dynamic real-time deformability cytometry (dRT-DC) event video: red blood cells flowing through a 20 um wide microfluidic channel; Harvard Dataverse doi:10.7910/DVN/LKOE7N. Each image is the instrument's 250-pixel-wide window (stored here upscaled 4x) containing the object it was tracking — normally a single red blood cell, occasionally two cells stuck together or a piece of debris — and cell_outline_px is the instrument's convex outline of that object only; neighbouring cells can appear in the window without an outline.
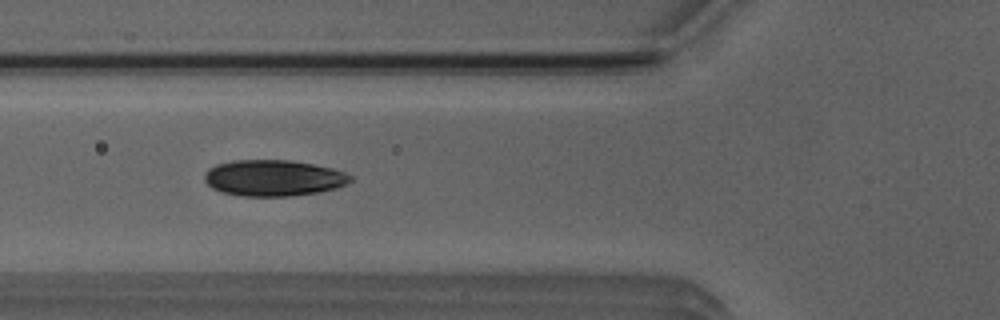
{"species": "Egyptian fruit bat (a non-hibernating species)", "species_latin": "Rousettus aegyptiacus", "temperature_condition": "room temperature", "stored_images_in_passage": 28, "camera_frame_rate_fps": 3000, "um_per_image_px": 0.085, "animal": {"sex": "male"}, "frame": {"image": 1, "passage_image": 4, "time_ms": 1.0, "image_size_px": [1000, 320], "cell_outline_px": [[352, 180], [348, 184], [336, 188], [320, 192], [288, 196], [244, 196], [224, 192], [212, 188], [204, 180], [204, 176], [208, 168], [216, 164], [236, 160], [288, 160], [312, 164], [332, 168], [344, 172], [352, 176]], "centroid_in_image_um": [23.26, 15.13], "position_along_channel_um": 102.5, "area_um2": 30.69}}
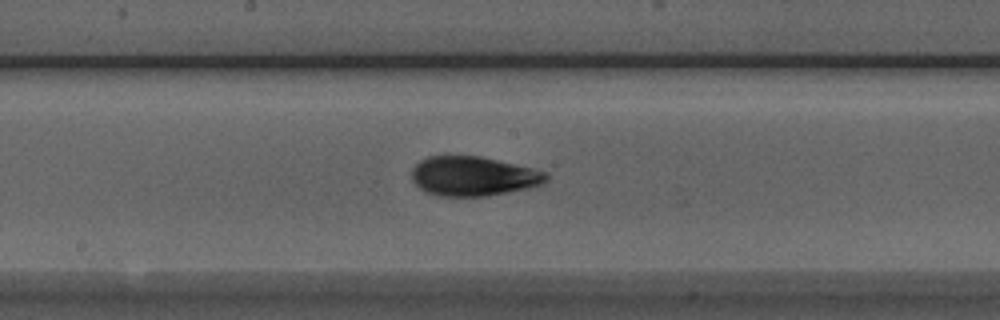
{"frame": {"image": 2, "passage_image": 12, "time_ms": 3.667, "image_size_px": [1000, 320], "cell_outline_px": [[548, 180], [544, 184], [528, 188], [488, 196], [436, 196], [424, 192], [412, 180], [412, 168], [420, 160], [428, 156], [480, 156], [532, 168], [548, 172]], "centroid_in_image_um": [40.23, 14.98], "position_along_channel_um": 208.0, "area_um2": 31.1}}
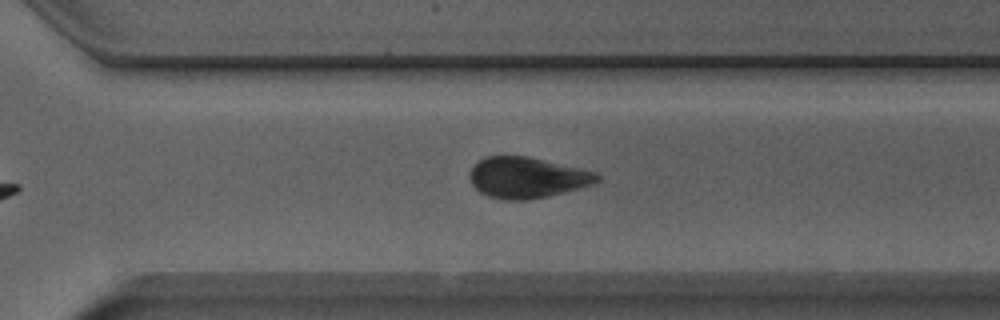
{"frame": {"image": 3, "passage_image": 21, "time_ms": 6.667, "image_size_px": [1000, 320], "cell_outline_px": [[600, 180], [596, 184], [548, 196], [524, 200], [504, 200], [488, 196], [480, 192], [472, 184], [468, 176], [472, 164], [484, 156], [528, 156], [596, 172], [600, 176]], "centroid_in_image_um": [44.78, 15.09], "position_along_channel_um": 325.8, "area_um2": 30.58}}